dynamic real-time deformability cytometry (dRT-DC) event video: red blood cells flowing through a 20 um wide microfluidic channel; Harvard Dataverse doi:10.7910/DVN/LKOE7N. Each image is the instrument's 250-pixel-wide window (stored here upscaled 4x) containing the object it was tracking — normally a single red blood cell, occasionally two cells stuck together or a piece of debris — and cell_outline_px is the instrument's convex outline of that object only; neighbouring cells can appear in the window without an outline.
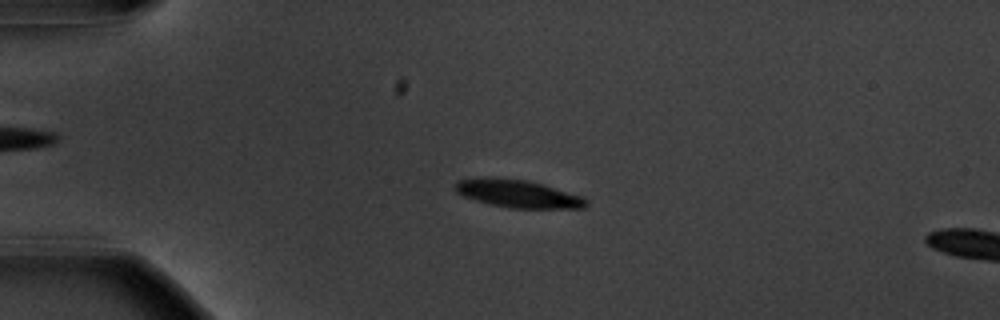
{"species": "common noctule bat (a hibernating species)", "species_latin": "Nyctalus noctula", "temperature_condition": "warm", "stored_images_in_passage": 56, "camera_frame_rate_fps": 3000, "um_per_image_px": 0.085, "animal": {"sex": "male", "body_mass_g": 20.1, "forearm_length_mm": 53.5}, "frame": {"image": 1, "passage_image": 14, "time_ms": 4.333, "image_size_px": [1000, 320], "cell_outline_px": [[588, 204], [584, 208], [508, 208], [488, 204], [464, 196], [456, 192], [452, 188], [452, 184], [456, 180], [480, 176], [496, 176], [528, 180], [580, 196], [588, 200]], "centroid_in_image_um": [43.89, 16.44], "position_along_channel_um": 41.1, "area_um2": 21.62}}
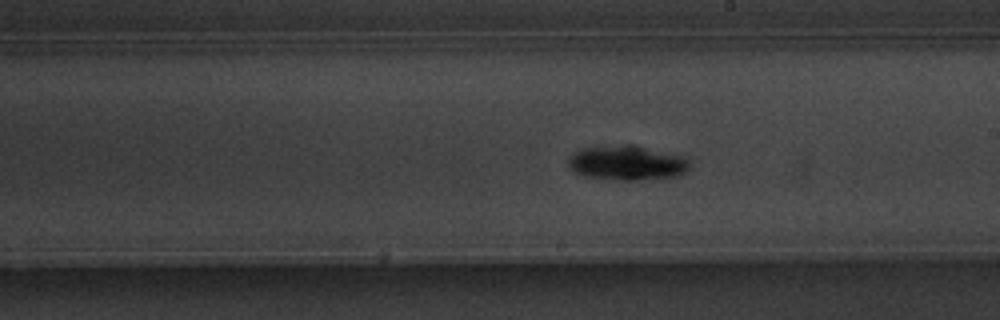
{"frame": {"image": 2, "passage_image": 33, "time_ms": 10.667, "image_size_px": [1000, 320], "cell_outline_px": [[688, 172], [680, 176], [660, 180], [612, 180], [584, 176], [572, 172], [568, 168], [568, 156], [572, 152], [580, 148], [628, 144], [688, 156]], "centroid_in_image_um": [53.31, 13.87], "position_along_channel_um": 235.7, "area_um2": 25.43}}
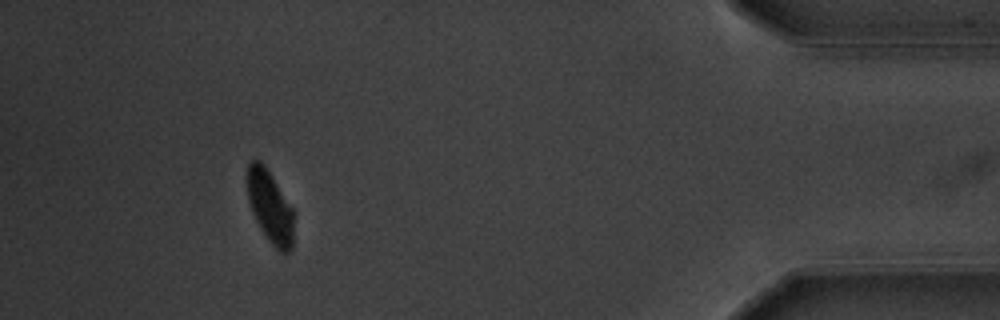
{"frame": {"image": 3, "passage_image": 52, "time_ms": 17.0, "image_size_px": [1000, 320], "cell_outline_px": [[296, 212], [292, 248], [288, 252], [280, 252], [268, 240], [260, 228], [252, 212], [248, 200], [244, 176], [248, 164], [252, 160], [260, 160], [264, 164]], "centroid_in_image_um": [22.95, 17.54], "position_along_channel_um": 412.2, "area_um2": 20.4}, "authors_computed_cell_mechanics": {"area_um2": 21.5305, "velocity_mm_per_s": 3.6159, "shape_relaxation_time_tau1_ms": 2.4974, "shape_relaxation_time_tau2_ms": null, "deformation_change_tau1": 0.1163, "deformation_change_tau2": null}}